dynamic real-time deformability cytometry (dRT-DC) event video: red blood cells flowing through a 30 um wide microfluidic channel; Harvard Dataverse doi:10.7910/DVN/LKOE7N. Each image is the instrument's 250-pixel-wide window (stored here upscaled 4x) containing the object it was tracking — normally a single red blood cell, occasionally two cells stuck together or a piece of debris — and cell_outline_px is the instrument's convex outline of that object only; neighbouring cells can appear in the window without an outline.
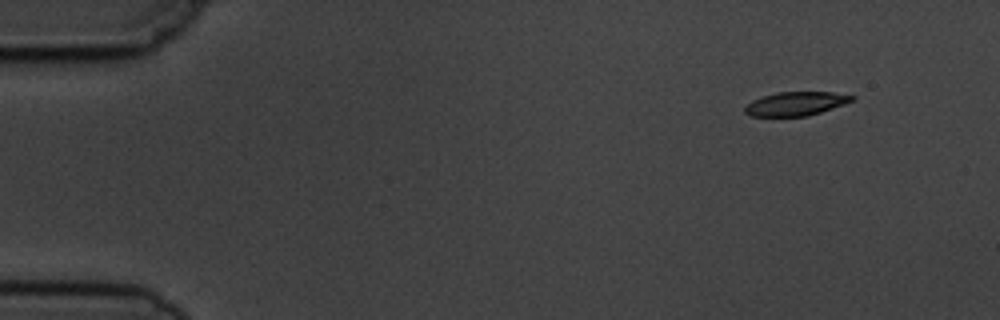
{"species": "common noctule bat (a hibernating species)", "species_latin": "Nyctalus noctula", "temperature_condition": "cold", "stored_images_in_passage": 4, "camera_frame_rate_fps": 3000, "um_per_image_px": 0.085, "animal": {"sex": "male", "body_mass_g": 19.5, "forearm_length_mm": 54.6}, "frame": {"image": 1, "passage_image": 1, "time_ms": 0.0, "image_size_px": [1000, 320], "cell_outline_px": [[856, 100], [808, 116], [748, 116], [744, 112], [744, 108], [752, 100], [760, 96], [776, 92], [832, 92], [856, 96]], "centroid_in_image_um": [67.63, 8.81], "position_along_channel_um": 17.4, "area_um2": 14.97}}
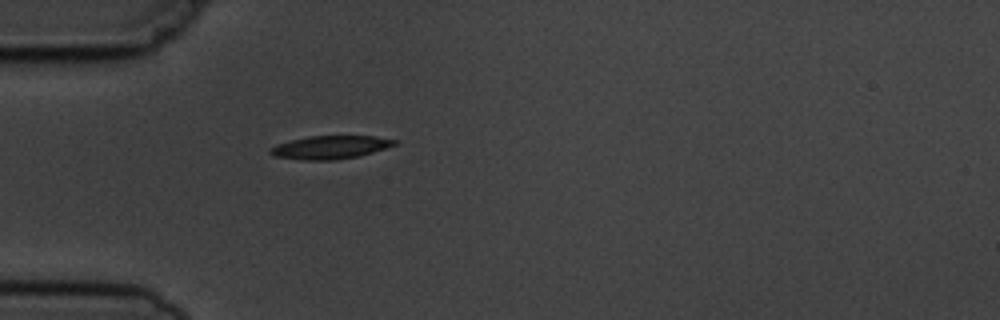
{"frame": {"image": 2, "passage_image": 4, "time_ms": 3.667, "image_size_px": [1000, 320], "cell_outline_px": [[400, 140], [396, 144], [360, 156], [336, 160], [304, 160], [272, 156], [268, 152], [268, 148], [276, 144], [308, 136], [376, 136]], "centroid_in_image_um": [28.04, 12.52], "position_along_channel_um": 57.0, "area_um2": 16.94}}